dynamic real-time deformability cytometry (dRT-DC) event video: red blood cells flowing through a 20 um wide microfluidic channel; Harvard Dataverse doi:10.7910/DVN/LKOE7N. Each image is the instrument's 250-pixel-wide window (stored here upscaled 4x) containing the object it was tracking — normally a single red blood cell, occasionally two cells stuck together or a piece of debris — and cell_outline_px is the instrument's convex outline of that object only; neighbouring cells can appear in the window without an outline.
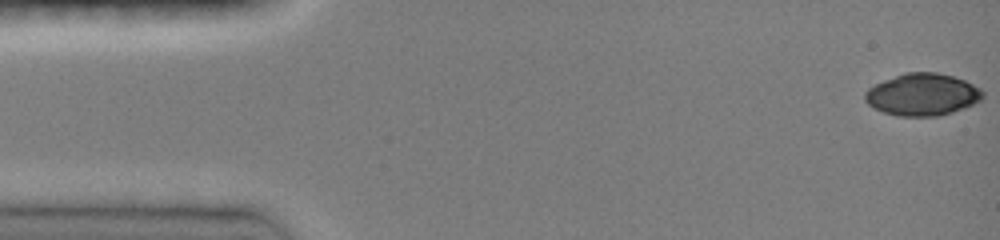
{"species": "common noctule bat (a hibernating species)", "species_latin": "Nyctalus noctula", "temperature_condition": "room temperature", "stored_images_in_passage": 46, "camera_frame_rate_fps": 3000, "um_per_image_px": 0.085, "animal": {"sex": "female", "body_mass_g": 19.0, "forearm_length_mm": 51.5}, "frame": {"image": 1, "passage_image": 1, "time_ms": 0.0, "image_size_px": [1000, 240], "cell_outline_px": [[984, 96], [980, 100], [964, 108], [952, 112], [936, 116], [896, 116], [872, 108], [864, 100], [864, 92], [868, 88], [884, 80], [904, 72], [936, 72], [952, 76], [964, 80], [980, 88], [984, 92]], "centroid_in_image_um": [78.38, 8.04], "position_along_channel_um": 6.6, "area_um2": 28.96}}
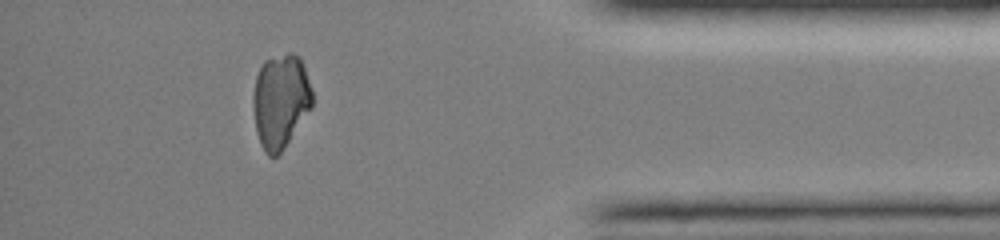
{"frame": {"image": 2, "passage_image": 41, "time_ms": 13.333, "image_size_px": [1000, 240], "cell_outline_px": [[312, 108], [280, 152], [276, 156], [268, 156], [264, 152], [260, 144], [256, 132], [252, 108], [252, 96], [256, 76], [264, 60], [288, 52], [292, 52], [300, 56], [312, 92]], "centroid_in_image_um": [23.82, 8.57], "position_along_channel_um": 411.4, "area_um2": 32.54}}